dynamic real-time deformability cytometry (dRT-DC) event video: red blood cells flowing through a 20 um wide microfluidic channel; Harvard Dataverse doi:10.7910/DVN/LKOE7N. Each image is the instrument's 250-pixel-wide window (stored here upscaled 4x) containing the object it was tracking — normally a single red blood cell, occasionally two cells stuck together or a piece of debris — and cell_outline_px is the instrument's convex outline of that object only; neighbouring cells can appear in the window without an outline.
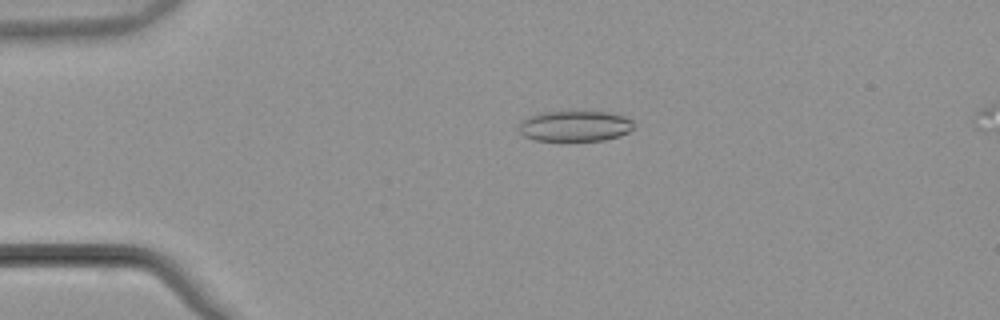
{"species": "common noctule bat (a hibernating species)", "species_latin": "Nyctalus noctula", "temperature_condition": "warm", "stored_images_in_passage": 53, "camera_frame_rate_fps": 3000, "um_per_image_px": 0.085, "animal": {"sex": "male", "body_mass_g": 21.5, "forearm_length_mm": 52.0}, "frame": {"image": 1, "passage_image": 12, "time_ms": 3.667, "image_size_px": [1000, 320], "cell_outline_px": [[632, 128], [628, 132], [620, 136], [604, 140], [532, 140], [524, 136], [520, 132], [520, 120], [524, 116], [540, 112], [616, 112], [632, 120]], "centroid_in_image_um": [48.84, 10.7], "position_along_channel_um": 36.2, "area_um2": 20.63}}
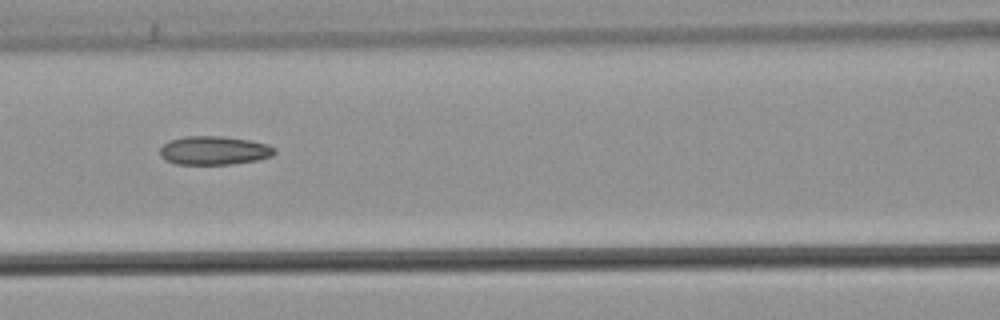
{"frame": {"image": 2, "passage_image": 24, "time_ms": 7.667, "image_size_px": [1000, 320], "cell_outline_px": [[276, 152], [272, 156], [256, 160], [232, 164], [176, 164], [164, 160], [160, 156], [160, 148], [168, 140], [184, 136], [224, 136], [252, 140], [268, 144], [276, 148]], "centroid_in_image_um": [18.2, 12.78], "position_along_channel_um": 148.4, "area_um2": 19.42}}
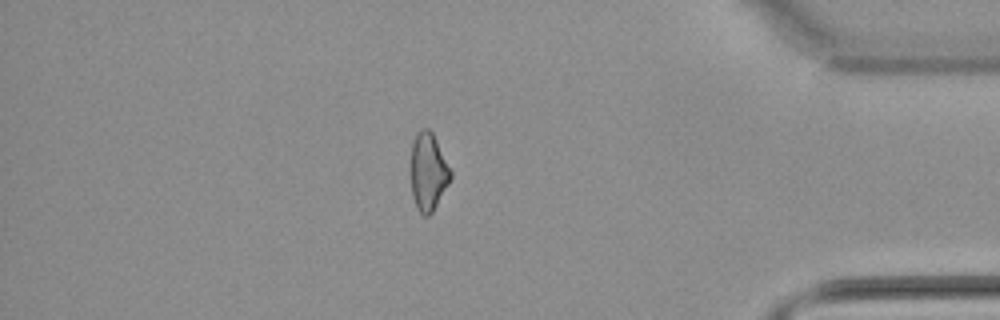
{"frame": {"image": 3, "passage_image": 46, "time_ms": 15.0, "image_size_px": [1000, 320], "cell_outline_px": [[452, 176], [448, 184], [432, 212], [428, 216], [424, 216], [416, 208], [412, 196], [412, 144], [416, 132], [420, 128], [428, 128], [432, 132], [452, 172]], "centroid_in_image_um": [36.4, 14.59], "position_along_channel_um": 398.8, "area_um2": 17.74}, "authors_computed_cell_mechanics": {"area_um2": 19.4208, "velocity_mm_per_s": 3.8735, "shape_relaxation_time_tau1_ms": null, "shape_relaxation_time_tau2_ms": 5.651, "deformation_change_tau1": null, "deformation_change_tau2": 0.1455}}